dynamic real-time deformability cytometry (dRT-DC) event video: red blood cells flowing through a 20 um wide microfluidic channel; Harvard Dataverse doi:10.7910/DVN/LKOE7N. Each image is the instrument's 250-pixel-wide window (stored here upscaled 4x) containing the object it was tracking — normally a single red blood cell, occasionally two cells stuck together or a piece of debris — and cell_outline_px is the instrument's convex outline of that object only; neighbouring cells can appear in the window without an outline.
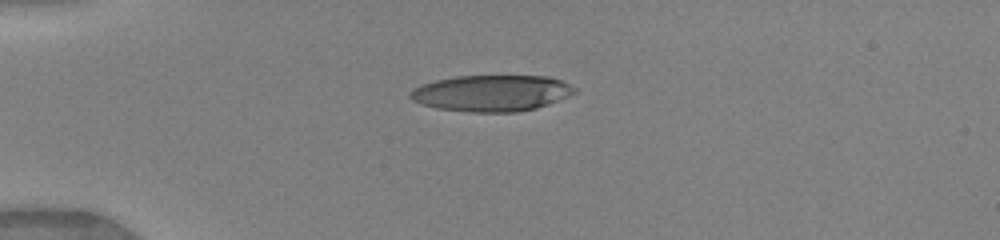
{"species": "human", "species_latin": "Homo sapiens", "temperature_condition": "warm", "stored_images_in_passage": 37, "camera_frame_rate_fps": 3000, "um_per_image_px": 0.085, "donor": {"sex": "female"}, "frame": {"image": 1, "passage_image": 1, "time_ms": 0.0, "image_size_px": [1000, 240], "cell_outline_px": [[580, 92], [560, 100], [536, 108], [516, 112], [468, 112], [436, 108], [420, 104], [412, 100], [408, 96], [408, 92], [424, 84], [436, 80], [456, 76], [548, 76], [560, 80], [576, 88]], "centroid_in_image_um": [41.81, 7.92], "position_along_channel_um": 43.2, "area_um2": 34.91}}
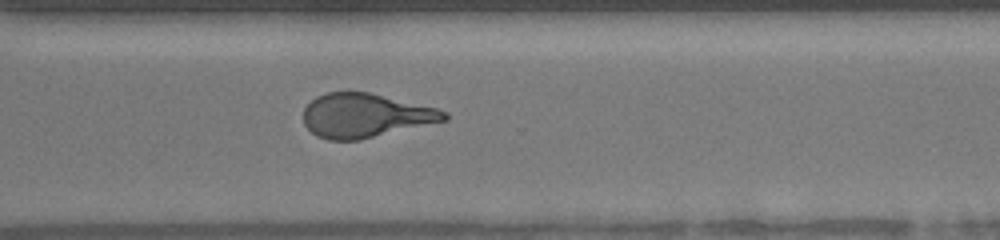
{"frame": {"image": 2, "passage_image": 25, "time_ms": 8.0, "image_size_px": [1000, 240], "cell_outline_px": [[448, 120], [360, 140], [328, 140], [316, 136], [304, 124], [304, 108], [316, 96], [328, 92], [368, 92], [436, 108], [448, 112]], "centroid_in_image_um": [31.05, 9.83], "position_along_channel_um": 339.5, "area_um2": 36.01}}
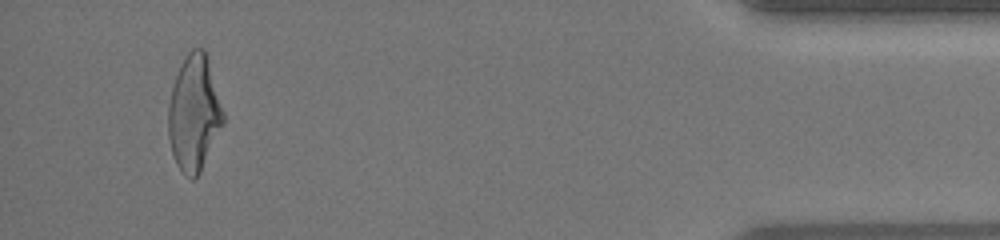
{"frame": {"image": 3, "passage_image": 35, "time_ms": 11.333, "image_size_px": [1000, 240], "cell_outline_px": [[224, 124], [200, 172], [192, 180], [184, 176], [176, 164], [172, 152], [168, 136], [168, 104], [172, 88], [180, 64], [184, 56], [192, 48], [204, 48], [208, 56], [224, 112]], "centroid_in_image_um": [16.5, 9.61], "position_along_channel_um": 418.7, "area_um2": 37.4}, "authors_computed_cell_mechanics": {"area_um2": 36.7608, "velocity_mm_per_s": 4.1438, "shape_relaxation_time_tau1_ms": 8.5294, "shape_relaxation_time_tau2_ms": 1.5241, "deformation_change_tau1": 0.3432, "deformation_change_tau2": 0.1177}}